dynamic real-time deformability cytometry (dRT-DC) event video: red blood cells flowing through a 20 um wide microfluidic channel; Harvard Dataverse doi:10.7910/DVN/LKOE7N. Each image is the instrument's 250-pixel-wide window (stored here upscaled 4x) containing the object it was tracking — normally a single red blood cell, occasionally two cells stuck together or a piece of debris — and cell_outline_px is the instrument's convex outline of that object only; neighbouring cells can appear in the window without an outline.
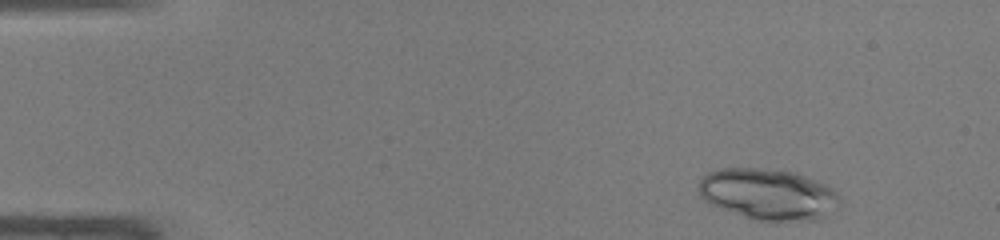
{"species": "common noctule bat (a hibernating species)", "species_latin": "Nyctalus noctula", "temperature_condition": "warm", "stored_images_in_passage": 43, "camera_frame_rate_fps": 3000, "um_per_image_px": 0.085, "animal": {"sex": "male", "body_mass_g": 19.0, "forearm_length_mm": 50.8}, "frame": {"image": 1, "passage_image": 1, "time_ms": 0.0, "image_size_px": [1000, 240], "cell_outline_px": [[840, 196], [824, 216], [820, 220], [756, 220], [712, 204], [704, 200], [700, 196], [700, 180], [708, 172], [724, 168], [756, 168], [796, 172], [824, 184], [832, 188]], "centroid_in_image_um": [65.26, 16.49], "position_along_channel_um": 19.7, "area_um2": 40.98}}
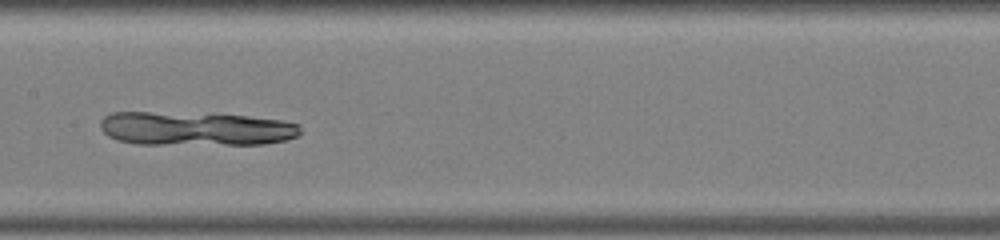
{"frame": {"image": 2, "passage_image": 20, "time_ms": 6.333, "image_size_px": [1000, 240], "cell_outline_px": [[300, 132], [296, 136], [284, 140], [264, 144], [136, 144], [116, 140], [108, 136], [100, 128], [100, 120], [104, 116], [112, 112], [216, 112], [280, 120], [300, 124]], "centroid_in_image_um": [16.6, 10.91], "position_along_channel_um": 190.8, "area_um2": 40.23}}
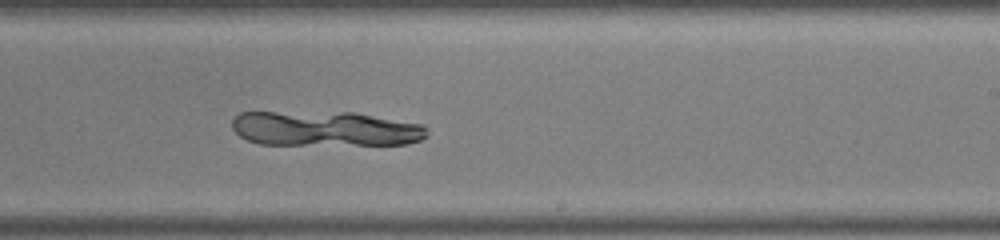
{"frame": {"image": 3, "passage_image": 25, "time_ms": 8.0, "image_size_px": [1000, 240], "cell_outline_px": [[428, 136], [420, 140], [408, 144], [260, 144], [248, 140], [240, 136], [232, 128], [232, 120], [240, 112], [356, 112], [424, 124], [428, 128]], "centroid_in_image_um": [27.7, 10.93], "position_along_channel_um": 261.3, "area_um2": 40.0}}